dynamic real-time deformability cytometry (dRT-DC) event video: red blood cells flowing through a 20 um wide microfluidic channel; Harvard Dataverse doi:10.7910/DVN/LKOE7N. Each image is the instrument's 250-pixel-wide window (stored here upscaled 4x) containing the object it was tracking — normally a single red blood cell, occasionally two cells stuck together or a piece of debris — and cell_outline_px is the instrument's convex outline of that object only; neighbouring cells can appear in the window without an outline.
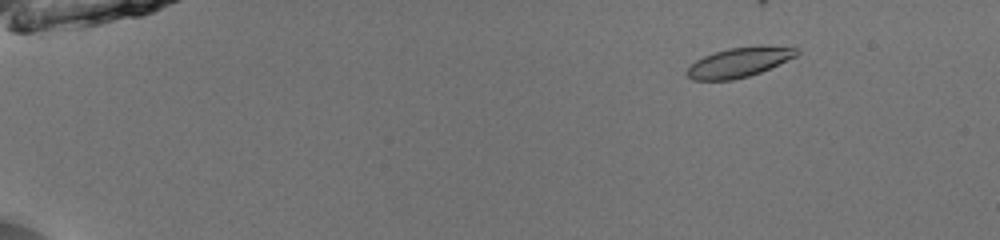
{"species": "common noctule bat (a hibernating species)", "species_latin": "Nyctalus noctula", "temperature_condition": "room temperature", "stored_images_in_passage": 14, "camera_frame_rate_fps": 3000, "um_per_image_px": 0.085, "animal": {"sex": "male", "body_mass_g": 13.0, "forearm_length_mm": 53.1}, "frame": {"image": 1, "passage_image": 7, "time_ms": 2.0, "image_size_px": [1000, 240], "cell_outline_px": [[800, 52], [796, 56], [760, 72], [748, 76], [732, 80], [692, 80], [684, 72], [696, 60], [704, 56], [728, 48], [760, 44], [796, 48]], "centroid_in_image_um": [62.82, 5.28], "position_along_channel_um": 22.2, "area_um2": 19.02}}